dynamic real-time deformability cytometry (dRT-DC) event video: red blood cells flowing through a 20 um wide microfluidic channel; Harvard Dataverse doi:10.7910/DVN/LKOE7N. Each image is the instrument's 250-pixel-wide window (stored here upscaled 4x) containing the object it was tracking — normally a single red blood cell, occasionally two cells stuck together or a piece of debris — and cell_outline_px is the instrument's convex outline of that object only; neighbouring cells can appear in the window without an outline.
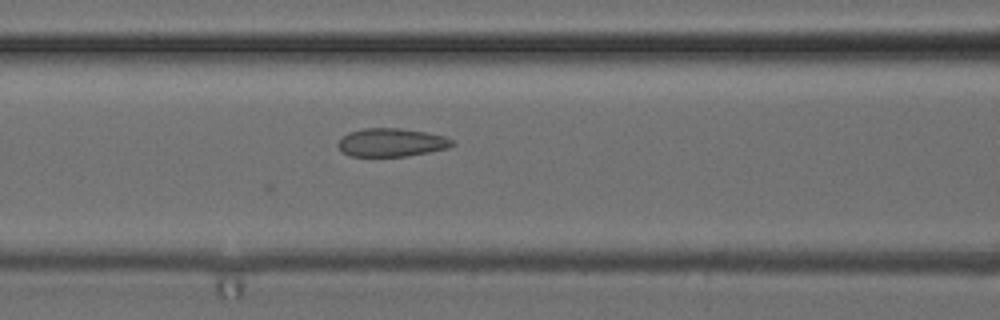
{"species": "common noctule bat (a hibernating species)", "species_latin": "Nyctalus noctula", "temperature_condition": "cold", "stored_images_in_passage": 37, "camera_frame_rate_fps": 3000, "um_per_image_px": 0.085, "animal": {"sex": "female", "body_mass_g": 24.6, "forearm_length_mm": 56.2}, "frame": {"image": 1, "passage_image": 8, "time_ms": 2.333, "image_size_px": [1000, 320], "cell_outline_px": [[456, 144], [448, 148], [408, 156], [348, 156], [336, 144], [348, 132], [364, 128], [400, 128], [424, 132], [444, 136], [456, 140]], "centroid_in_image_um": [33.31, 12.11], "position_along_channel_um": 133.3, "area_um2": 18.84}}
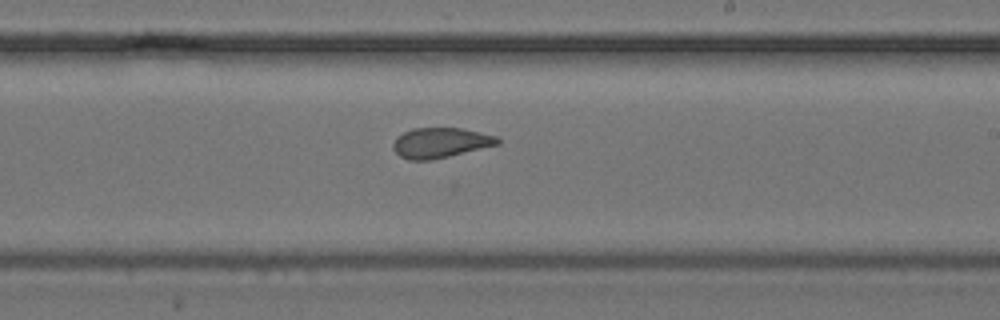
{"frame": {"image": 2, "passage_image": 17, "time_ms": 5.333, "image_size_px": [1000, 320], "cell_outline_px": [[500, 144], [432, 160], [408, 160], [400, 156], [392, 148], [392, 144], [396, 136], [412, 128], [460, 128], [496, 136], [500, 140]], "centroid_in_image_um": [37.4, 12.14], "position_along_channel_um": 251.6, "area_um2": 18.32}}
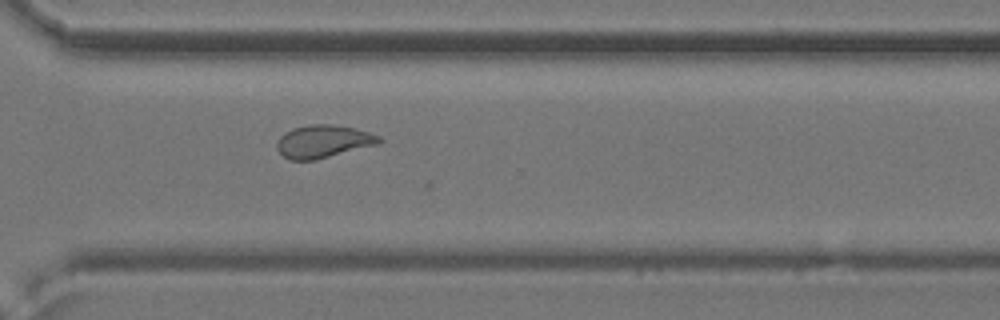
{"frame": {"image": 3, "passage_image": 24, "time_ms": 7.667, "image_size_px": [1000, 320], "cell_outline_px": [[384, 140], [380, 144], [316, 160], [288, 160], [276, 148], [276, 140], [284, 132], [292, 128], [308, 124], [328, 124], [356, 128], [380, 136]], "centroid_in_image_um": [27.48, 12.02], "position_along_channel_um": 343.1, "area_um2": 19.88}}